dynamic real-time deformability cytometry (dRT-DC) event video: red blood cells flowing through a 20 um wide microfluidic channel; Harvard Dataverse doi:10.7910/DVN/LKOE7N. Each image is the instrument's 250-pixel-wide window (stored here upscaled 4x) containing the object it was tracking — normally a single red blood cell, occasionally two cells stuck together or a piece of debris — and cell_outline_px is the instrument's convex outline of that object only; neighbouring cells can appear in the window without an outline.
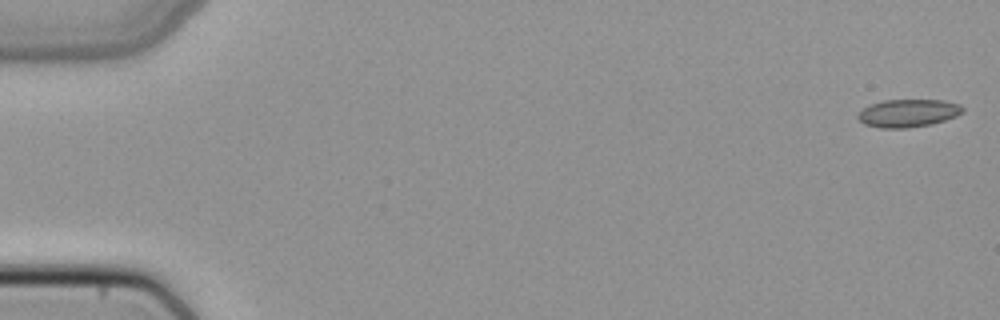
{"species": "common noctule bat (a hibernating species)", "species_latin": "Nyctalus noctula", "temperature_condition": "cold", "stored_images_in_passage": 50, "camera_frame_rate_fps": 3000, "um_per_image_px": 0.085, "animal": {"sex": "female", "body_mass_g": 22.7, "forearm_length_mm": 54.2}, "frame": {"image": 1, "passage_image": 1, "time_ms": 0.0, "image_size_px": [1000, 320], "cell_outline_px": [[964, 112], [956, 116], [932, 124], [908, 128], [880, 128], [864, 124], [856, 116], [868, 104], [884, 100], [944, 100], [960, 104], [964, 108]], "centroid_in_image_um": [77.2, 9.61], "position_along_channel_um": 7.8, "area_um2": 17.11}}
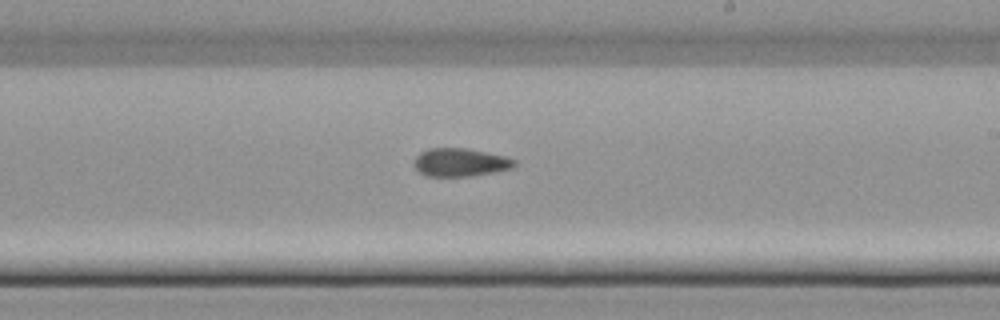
{"frame": {"image": 2, "passage_image": 30, "time_ms": 9.667, "image_size_px": [1000, 320], "cell_outline_px": [[516, 168], [496, 172], [472, 176], [424, 176], [412, 164], [416, 156], [420, 152], [428, 148], [468, 148], [488, 152], [504, 156], [516, 160]], "centroid_in_image_um": [39.14, 13.8], "position_along_channel_um": 249.9, "area_um2": 16.82}}
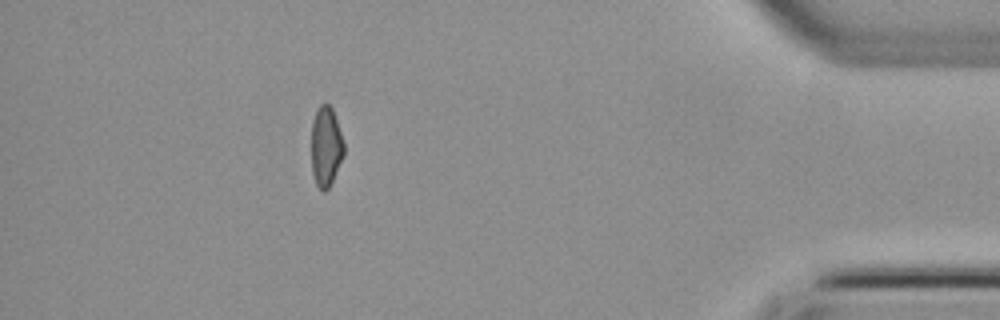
{"frame": {"image": 3, "passage_image": 45, "time_ms": 14.667, "image_size_px": [1000, 320], "cell_outline_px": [[344, 156], [328, 188], [324, 192], [316, 184], [312, 172], [312, 120], [316, 108], [320, 104], [328, 104], [332, 108], [344, 144]], "centroid_in_image_um": [27.69, 12.43], "position_along_channel_um": 407.5, "area_um2": 15.03}}